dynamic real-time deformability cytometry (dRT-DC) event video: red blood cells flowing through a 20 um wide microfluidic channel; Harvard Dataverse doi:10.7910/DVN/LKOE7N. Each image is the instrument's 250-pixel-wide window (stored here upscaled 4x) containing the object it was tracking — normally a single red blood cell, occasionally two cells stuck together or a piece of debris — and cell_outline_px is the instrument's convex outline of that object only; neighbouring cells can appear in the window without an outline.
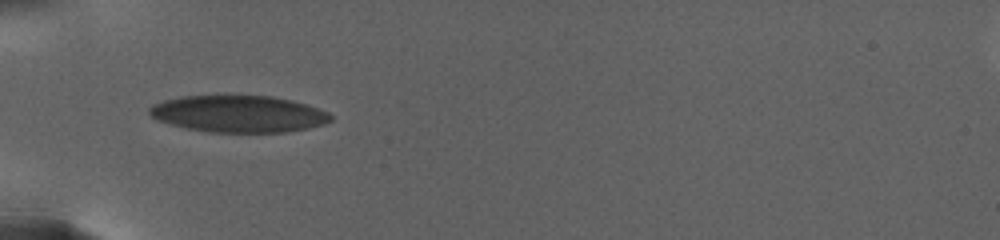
{"species": "human", "species_latin": "Homo sapiens", "temperature_condition": "warm", "stored_images_in_passage": 11, "camera_frame_rate_fps": 3000, "um_per_image_px": 0.085, "donor": {"sex": "female"}, "frame": {"image": 1, "passage_image": 1, "time_ms": 0.0, "image_size_px": [1000, 240], "cell_outline_px": [[332, 120], [308, 128], [284, 132], [208, 132], [188, 128], [156, 120], [148, 112], [148, 108], [152, 104], [164, 100], [180, 96], [272, 96], [304, 104], [328, 112], [332, 116]], "centroid_in_image_um": [20.22, 9.68], "position_along_channel_um": 64.8, "area_um2": 38.49}}